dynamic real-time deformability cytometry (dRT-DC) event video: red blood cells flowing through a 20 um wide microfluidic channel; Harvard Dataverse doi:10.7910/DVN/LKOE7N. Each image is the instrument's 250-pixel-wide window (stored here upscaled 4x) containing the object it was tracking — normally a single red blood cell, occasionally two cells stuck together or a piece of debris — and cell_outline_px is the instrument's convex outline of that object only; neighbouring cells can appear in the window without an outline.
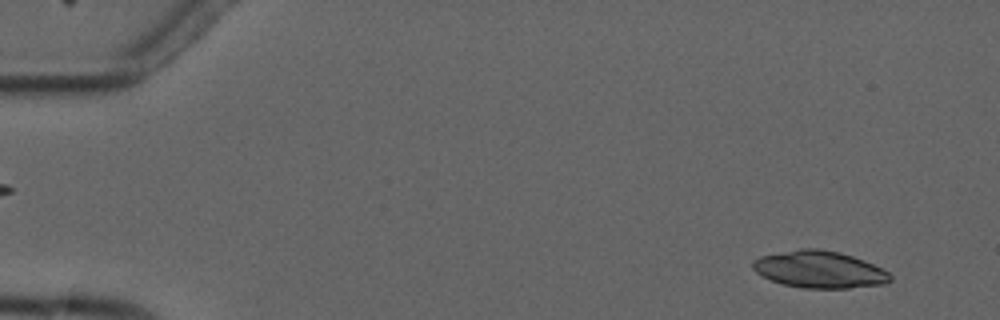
{"species": "common noctule bat (a hibernating species)", "species_latin": "Nyctalus noctula", "temperature_condition": "cold", "stored_images_in_passage": 4, "segment_of_instrument_passage": [2, 2], "camera_frame_rate_fps": 3000, "um_per_image_px": 0.085, "animal": {"sex": "male", "forearm_length_mm": 52.5}, "frame": {"image": 1, "passage_image": 4, "time_ms": 4.333, "image_size_px": [1000, 320], "cell_outline_px": [[892, 280], [884, 284], [848, 288], [804, 288], [784, 284], [772, 280], [756, 272], [752, 268], [752, 260], [760, 256], [800, 248], [820, 248], [840, 252], [864, 260], [888, 272], [892, 276]], "centroid_in_image_um": [69.65, 22.89], "position_along_channel_um": 15.4, "area_um2": 29.59}}